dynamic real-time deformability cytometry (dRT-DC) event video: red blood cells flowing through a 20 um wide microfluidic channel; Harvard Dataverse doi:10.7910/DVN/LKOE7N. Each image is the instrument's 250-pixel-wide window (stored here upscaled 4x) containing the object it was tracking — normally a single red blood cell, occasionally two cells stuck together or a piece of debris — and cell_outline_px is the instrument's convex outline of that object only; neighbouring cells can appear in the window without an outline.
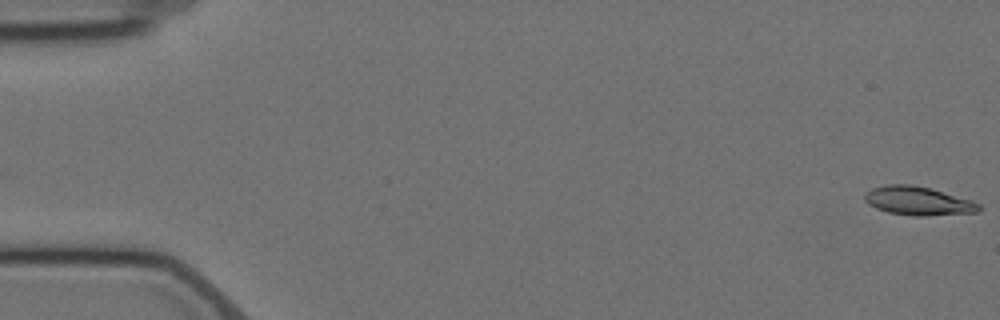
{"species": "Egyptian fruit bat (a non-hibernating species)", "species_latin": "Rousettus aegyptiacus", "temperature_condition": "cold", "stored_images_in_passage": 5, "camera_frame_rate_fps": 3000, "um_per_image_px": 0.085, "animal": {"sex": "female"}, "frame": {"image": 1, "passage_image": 1, "time_ms": 0.0, "image_size_px": [1000, 320], "cell_outline_px": [[980, 212], [924, 216], [912, 216], [888, 212], [876, 208], [868, 204], [864, 200], [864, 196], [872, 188], [884, 184], [908, 184], [928, 188], [968, 200], [980, 204]], "centroid_in_image_um": [77.99, 17.09], "position_along_channel_um": 7.0, "area_um2": 18.79}}
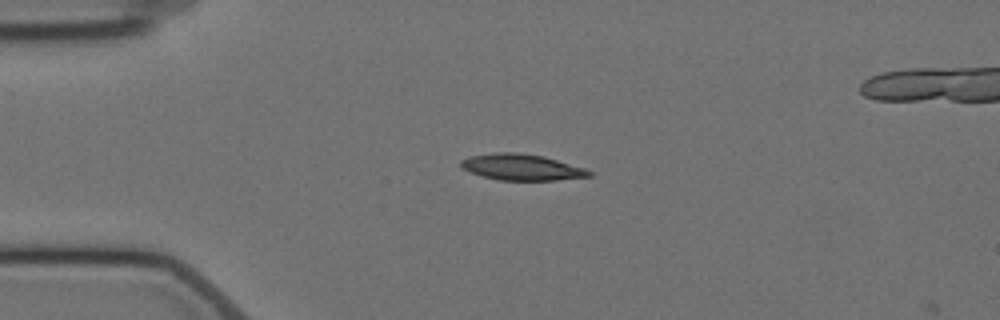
{"frame": {"image": 2, "passage_image": 4, "time_ms": 4.333, "image_size_px": [1000, 320], "cell_outline_px": [[592, 176], [556, 180], [500, 180], [484, 176], [460, 168], [460, 160], [472, 156], [496, 152], [516, 152], [544, 156], [584, 168], [592, 172]], "centroid_in_image_um": [44.34, 14.21], "position_along_channel_um": 40.7, "area_um2": 19.36}}